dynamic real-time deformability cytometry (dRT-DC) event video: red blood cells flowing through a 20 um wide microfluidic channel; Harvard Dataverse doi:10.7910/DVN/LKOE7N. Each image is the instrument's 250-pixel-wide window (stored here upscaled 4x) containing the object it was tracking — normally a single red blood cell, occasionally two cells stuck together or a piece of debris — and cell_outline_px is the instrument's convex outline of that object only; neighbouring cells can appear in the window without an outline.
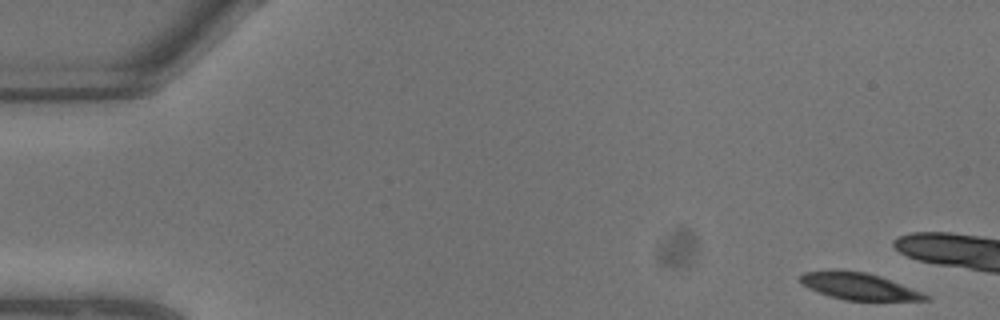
{"species": "common noctule bat (a hibernating species)", "species_latin": "Nyctalus noctula", "temperature_condition": "warm", "stored_images_in_passage": 7, "camera_frame_rate_fps": 3000, "um_per_image_px": 0.085, "animal": {"sex": "male", "body_mass_g": 13.3}, "frame": {"image": 1, "passage_image": 1, "time_ms": 0.0, "image_size_px": [1000, 320], "cell_outline_px": [[932, 300], [844, 300], [828, 296], [808, 288], [800, 280], [800, 276], [804, 272], [864, 272], [880, 276], [932, 296]], "centroid_in_image_um": [73.07, 24.38], "position_along_channel_um": 11.9, "area_um2": 18.84}}